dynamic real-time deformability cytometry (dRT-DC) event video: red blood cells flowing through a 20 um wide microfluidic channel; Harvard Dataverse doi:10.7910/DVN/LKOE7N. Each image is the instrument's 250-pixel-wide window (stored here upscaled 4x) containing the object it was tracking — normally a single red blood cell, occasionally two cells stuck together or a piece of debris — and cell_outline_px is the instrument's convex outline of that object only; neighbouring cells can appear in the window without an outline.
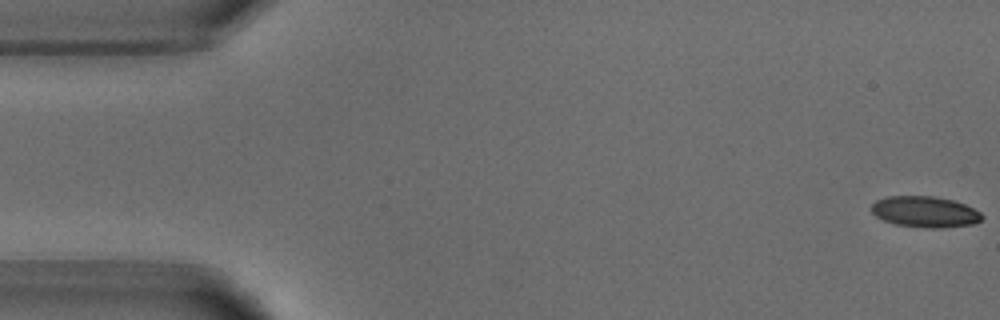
{"species": "common noctule bat (a hibernating species)", "species_latin": "Nyctalus noctula", "temperature_condition": "warm", "stored_images_in_passage": 52, "camera_frame_rate_fps": 3000, "um_per_image_px": 0.085, "animal": {"sex": "male", "body_mass_g": 18.8}, "frame": {"image": 1, "passage_image": 1, "time_ms": 0.0, "image_size_px": [1000, 320], "cell_outline_px": [[984, 216], [980, 220], [972, 224], [944, 228], [928, 228], [896, 224], [884, 220], [876, 216], [872, 212], [872, 204], [876, 200], [884, 196], [932, 196], [952, 200], [964, 204], [980, 212]], "centroid_in_image_um": [78.61, 18.0], "position_along_channel_um": 6.4, "area_um2": 19.88}}
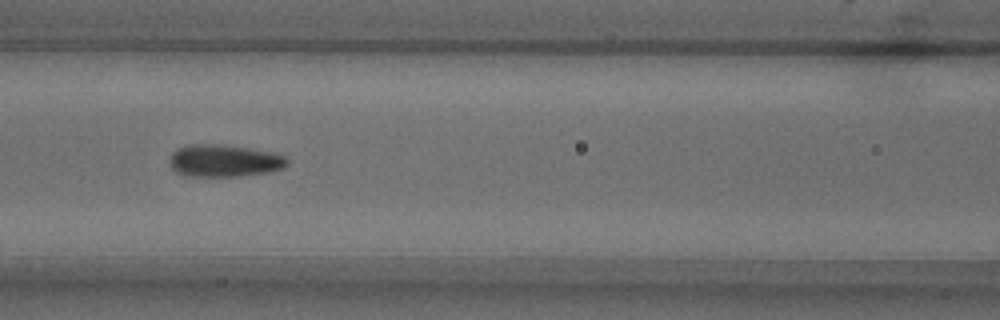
{"frame": {"image": 2, "passage_image": 22, "time_ms": 7.0, "image_size_px": [1000, 320], "cell_outline_px": [[288, 164], [284, 168], [268, 172], [240, 176], [184, 176], [176, 172], [172, 168], [168, 160], [172, 152], [176, 148], [188, 144], [220, 144], [248, 148], [272, 152], [284, 156], [288, 160]], "centroid_in_image_um": [19.01, 13.66], "position_along_channel_um": 147.6, "area_um2": 22.31}}
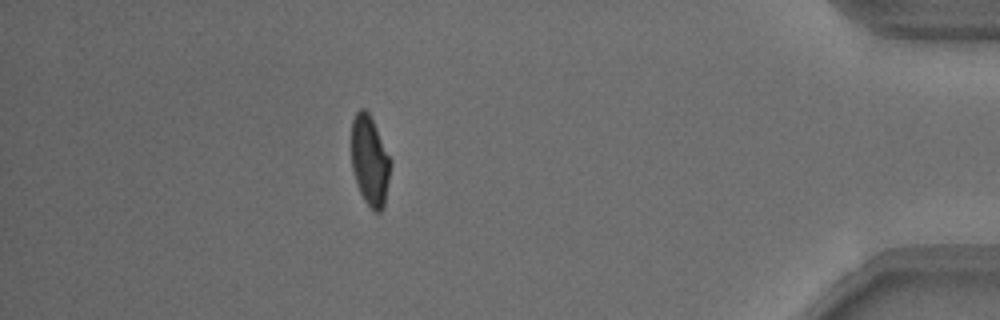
{"frame": {"image": 3, "passage_image": 46, "time_ms": 15.0, "image_size_px": [1000, 320], "cell_outline_px": [[392, 164], [384, 208], [380, 212], [372, 212], [364, 200], [360, 192], [352, 168], [352, 120], [356, 112], [360, 108], [364, 108], [368, 112], [392, 160]], "centroid_in_image_um": [31.46, 13.71], "position_along_channel_um": 403.7, "area_um2": 20.63}, "authors_computed_cell_mechanics": {"area_um2": 21.2993, "velocity_mm_per_s": 3.8399, "shape_relaxation_time_tau1_ms": 3.7982, "shape_relaxation_time_tau2_ms": 0.9342, "deformation_change_tau1": 0.1345, "deformation_change_tau2": 0.0826}}